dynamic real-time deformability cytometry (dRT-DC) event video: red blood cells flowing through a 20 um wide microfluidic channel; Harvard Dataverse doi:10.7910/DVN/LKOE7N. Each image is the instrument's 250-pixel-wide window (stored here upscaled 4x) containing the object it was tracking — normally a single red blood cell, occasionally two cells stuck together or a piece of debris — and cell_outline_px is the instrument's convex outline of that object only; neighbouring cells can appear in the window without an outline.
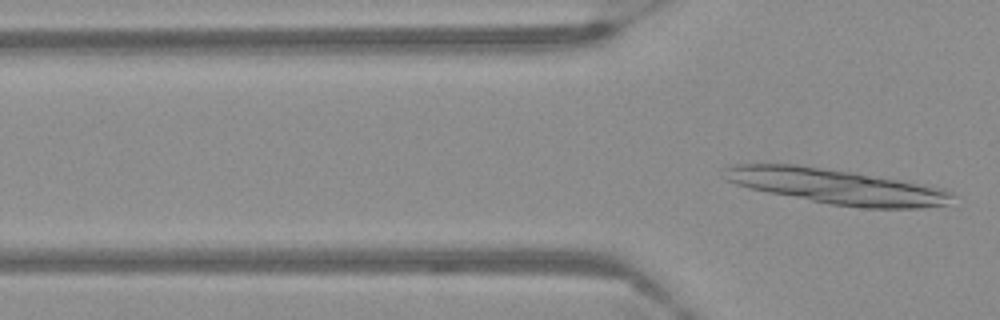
{"species": "Egyptian fruit bat (a non-hibernating species)", "species_latin": "Rousettus aegyptiacus", "temperature_condition": "warm", "stored_images_in_passage": 3, "camera_frame_rate_fps": 3000, "um_per_image_px": 0.085, "frame": {"image": 1, "passage_image": 2, "time_ms": 0.333, "image_size_px": [1000, 320], "cell_outline_px": [[652, 296], [648, 296], [460, 272], [464, 268], [544, 268], [608, 272], [624, 276], [632, 280]], "centroid_in_image_um": [48.16, 23.66], "position_along_channel_um": 77.6, "area_um2": 17.4}}